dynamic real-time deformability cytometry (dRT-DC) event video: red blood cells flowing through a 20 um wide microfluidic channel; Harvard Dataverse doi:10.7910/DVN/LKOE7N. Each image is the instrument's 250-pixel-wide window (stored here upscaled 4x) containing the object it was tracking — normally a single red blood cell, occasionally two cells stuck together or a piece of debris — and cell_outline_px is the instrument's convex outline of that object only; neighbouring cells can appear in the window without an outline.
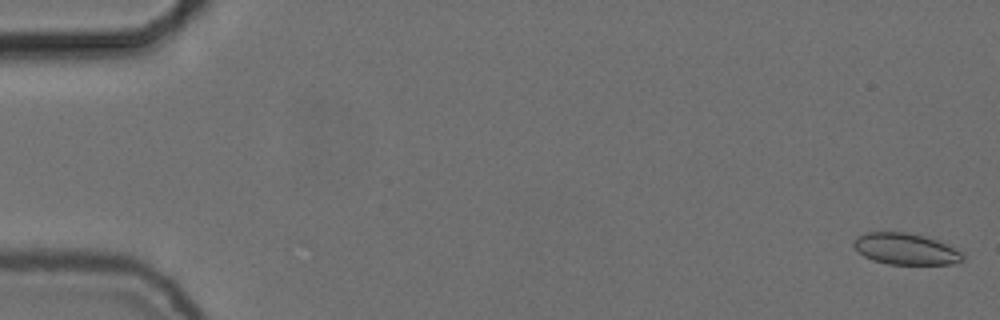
{"species": "common noctule bat (a hibernating species)", "species_latin": "Nyctalus noctula", "temperature_condition": "cold", "stored_images_in_passage": 54, "camera_frame_rate_fps": 3000, "um_per_image_px": 0.085, "animal": {"sex": "female", "body_mass_g": 24.6, "forearm_length_mm": 56.2}, "frame": {"image": 1, "passage_image": 2, "time_ms": 0.333, "image_size_px": [1000, 320], "cell_outline_px": [[964, 260], [952, 264], [888, 264], [872, 260], [864, 256], [852, 244], [864, 232], [904, 232], [924, 236], [936, 240], [964, 252]], "centroid_in_image_um": [77.02, 21.17], "position_along_channel_um": 8.0, "area_um2": 19.77}}
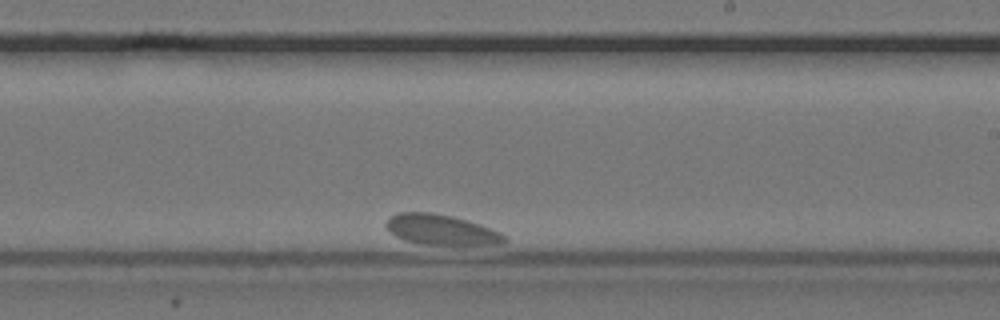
{"frame": {"image": 2, "passage_image": 39, "time_ms": 12.667, "image_size_px": [1000, 320], "cell_outline_px": [[508, 240], [500, 244], [424, 244], [404, 240], [388, 232], [384, 224], [388, 216], [396, 212], [432, 212], [452, 216], [468, 220], [480, 224], [500, 232]], "centroid_in_image_um": [37.42, 19.5], "position_along_channel_um": 251.6, "area_um2": 20.98}}
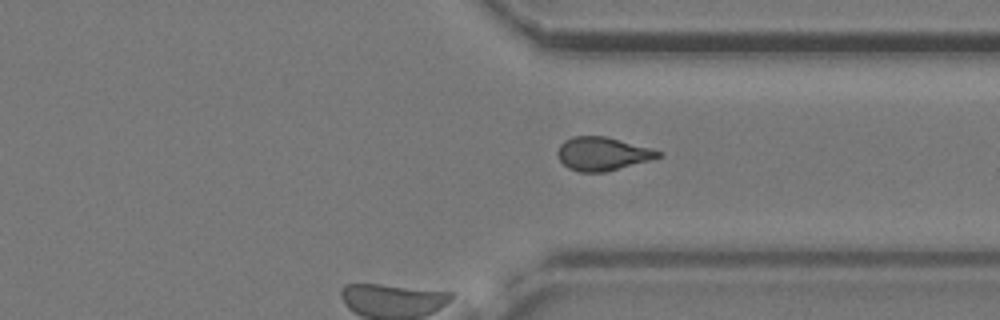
{"frame": {"image": 3, "passage_image": 54, "time_ms": 17.667, "image_size_px": [1000, 320], "cell_outline_px": [[664, 152], [660, 156], [648, 160], [604, 172], [580, 172], [568, 168], [560, 160], [556, 152], [560, 144], [564, 140], [572, 136], [608, 136], [652, 148]], "centroid_in_image_um": [51.19, 13.05], "position_along_channel_um": 360.2, "area_um2": 19.59}}